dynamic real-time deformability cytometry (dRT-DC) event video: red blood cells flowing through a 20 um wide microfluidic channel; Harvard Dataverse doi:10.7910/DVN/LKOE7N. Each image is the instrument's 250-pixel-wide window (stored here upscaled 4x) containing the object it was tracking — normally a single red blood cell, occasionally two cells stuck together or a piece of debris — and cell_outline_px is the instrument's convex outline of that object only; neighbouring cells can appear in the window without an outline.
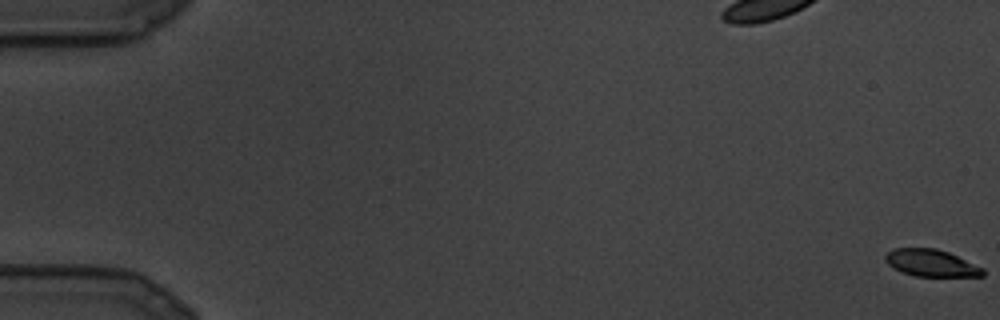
{"species": "common noctule bat (a hibernating species)", "species_latin": "Nyctalus noctula", "temperature_condition": "cold", "stored_images_in_passage": 12, "camera_frame_rate_fps": 3000, "um_per_image_px": 0.085, "animal": {"sex": "male", "body_mass_g": 19.5, "forearm_length_mm": 54.6}, "frame": {"image": 1, "passage_image": 1, "time_ms": 0.0, "image_size_px": [1000, 320], "cell_outline_px": [[984, 276], [916, 276], [900, 272], [888, 264], [884, 260], [884, 256], [892, 248], [936, 248], [948, 252], [984, 268]], "centroid_in_image_um": [79.12, 22.35], "position_along_channel_um": 5.9, "area_um2": 15.37}}
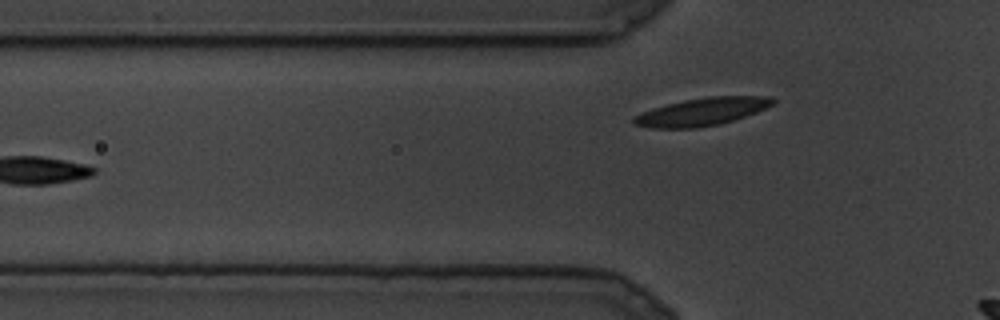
{"frame": {"image": 2, "passage_image": 12, "time_ms": 3.667, "image_size_px": [1000, 320], "cell_outline_px": [[776, 100], [772, 104], [756, 112], [720, 124], [696, 128], [648, 128], [632, 124], [632, 116], [668, 104], [684, 100], [708, 96], [772, 96]], "centroid_in_image_um": [59.64, 9.5], "position_along_channel_um": 66.2, "area_um2": 22.31}}